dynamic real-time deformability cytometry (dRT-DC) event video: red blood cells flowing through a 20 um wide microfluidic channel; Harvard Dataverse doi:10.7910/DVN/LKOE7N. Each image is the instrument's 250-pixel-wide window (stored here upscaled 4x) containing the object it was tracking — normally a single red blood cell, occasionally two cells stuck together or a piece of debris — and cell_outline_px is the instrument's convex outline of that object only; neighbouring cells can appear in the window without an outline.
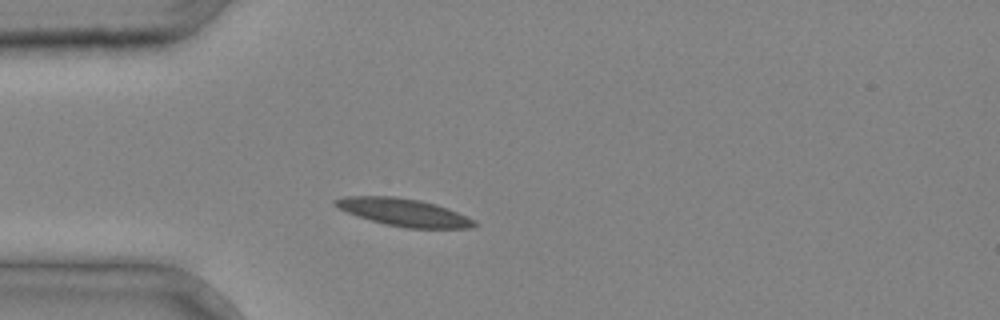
{"species": "common noctule bat (a hibernating species)", "species_latin": "Nyctalus noctula", "temperature_condition": "cold", "stored_images_in_passage": 1, "camera_frame_rate_fps": 3000, "um_per_image_px": 0.085, "animal": {"sex": "male", "body_mass_g": 20.4}, "frame": {"image": 1, "passage_image": 1, "time_ms": 0.0, "image_size_px": [1000, 320], "cell_outline_px": [[476, 224], [472, 228], [404, 228], [384, 224], [356, 216], [332, 204], [332, 200], [344, 196], [392, 196], [420, 200], [436, 204], [448, 208], [476, 220]], "centroid_in_image_um": [34.31, 18.04], "position_along_channel_um": 50.7, "area_um2": 22.43}}